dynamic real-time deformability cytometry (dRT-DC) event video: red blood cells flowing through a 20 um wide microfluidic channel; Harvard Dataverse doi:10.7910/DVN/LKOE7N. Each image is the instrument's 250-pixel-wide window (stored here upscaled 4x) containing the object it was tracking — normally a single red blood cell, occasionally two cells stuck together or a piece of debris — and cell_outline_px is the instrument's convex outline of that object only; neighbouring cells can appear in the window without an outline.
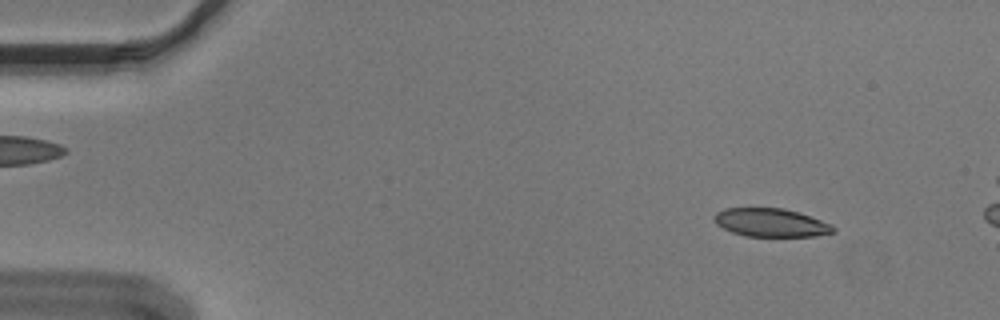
{"species": "Egyptian fruit bat (a non-hibernating species)", "species_latin": "Rousettus aegyptiacus", "temperature_condition": "cold", "stored_images_in_passage": 53, "camera_frame_rate_fps": 3000, "um_per_image_px": 0.085, "animal": {"sex": "male"}, "frame": {"image": 1, "passage_image": 6, "time_ms": 1.667, "image_size_px": [1000, 320], "cell_outline_px": [[836, 232], [812, 236], [744, 236], [732, 232], [716, 224], [712, 220], [712, 216], [716, 212], [724, 208], [784, 208], [832, 224], [836, 228]], "centroid_in_image_um": [65.48, 18.92], "position_along_channel_um": 19.5, "area_um2": 19.65}}
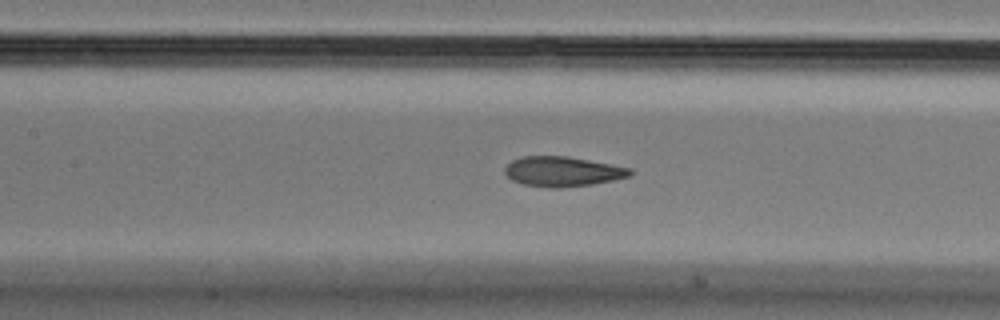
{"frame": {"image": 2, "passage_image": 25, "time_ms": 8.0, "image_size_px": [1000, 320], "cell_outline_px": [[632, 176], [592, 184], [560, 188], [548, 188], [524, 184], [512, 180], [504, 172], [504, 168], [512, 160], [520, 156], [568, 156], [632, 168]], "centroid_in_image_um": [47.82, 14.57], "position_along_channel_um": 159.6, "area_um2": 21.91}}
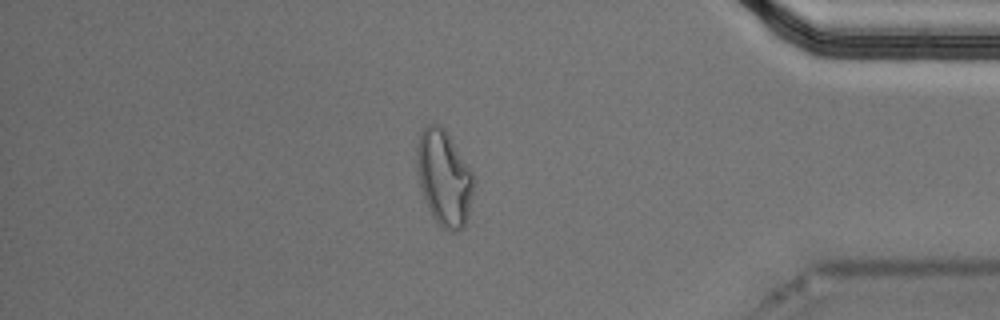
{"frame": {"image": 3, "passage_image": 47, "time_ms": 15.333, "image_size_px": [1000, 320], "cell_outline_px": [[472, 192], [468, 216], [464, 228], [456, 232], [448, 232], [440, 228], [432, 216], [424, 200], [420, 184], [416, 164], [416, 148], [420, 128], [428, 124], [440, 124], [444, 128], [472, 172]], "centroid_in_image_um": [37.7, 15.14], "position_along_channel_um": 397.5, "area_um2": 31.73}}